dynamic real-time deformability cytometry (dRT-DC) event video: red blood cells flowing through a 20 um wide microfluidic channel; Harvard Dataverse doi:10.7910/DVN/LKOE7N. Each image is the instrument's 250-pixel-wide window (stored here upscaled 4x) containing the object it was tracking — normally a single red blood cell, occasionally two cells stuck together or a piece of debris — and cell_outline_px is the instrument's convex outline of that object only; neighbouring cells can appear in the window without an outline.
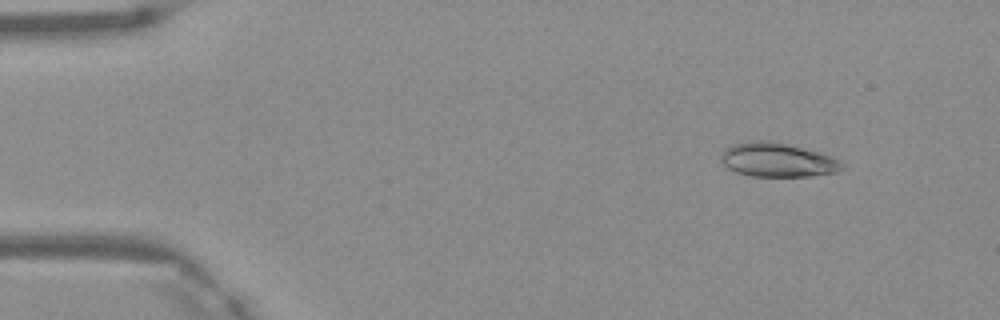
{"species": "Egyptian fruit bat (a non-hibernating species)", "species_latin": "Rousettus aegyptiacus", "temperature_condition": "warm", "stored_images_in_passage": 4, "camera_frame_rate_fps": 3000, "um_per_image_px": 0.085, "frame": {"image": 1, "passage_image": 2, "time_ms": 0.333, "image_size_px": [1000, 320], "cell_outline_px": [[844, 168], [836, 172], [808, 176], [752, 176], [736, 172], [728, 168], [720, 160], [720, 156], [732, 144], [748, 140], [760, 140], [784, 144], [816, 152], [828, 156], [836, 160]], "centroid_in_image_um": [66.0, 13.6], "position_along_channel_um": 19.0, "area_um2": 23.29}}
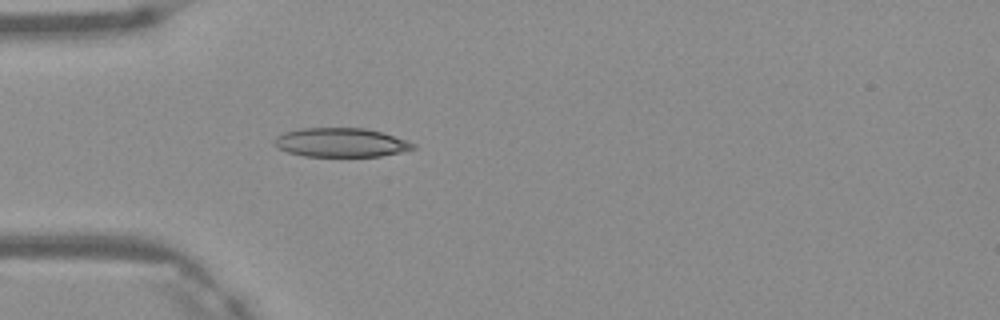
{"frame": {"image": 2, "passage_image": 4, "time_ms": 1.0, "image_size_px": [1000, 320], "cell_outline_px": [[416, 148], [400, 152], [380, 156], [304, 156], [288, 152], [276, 148], [272, 144], [272, 140], [276, 136], [284, 132], [300, 128], [364, 128], [380, 132], [416, 144]], "centroid_in_image_um": [28.89, 12.11], "position_along_channel_um": 56.1, "area_um2": 23.41}}